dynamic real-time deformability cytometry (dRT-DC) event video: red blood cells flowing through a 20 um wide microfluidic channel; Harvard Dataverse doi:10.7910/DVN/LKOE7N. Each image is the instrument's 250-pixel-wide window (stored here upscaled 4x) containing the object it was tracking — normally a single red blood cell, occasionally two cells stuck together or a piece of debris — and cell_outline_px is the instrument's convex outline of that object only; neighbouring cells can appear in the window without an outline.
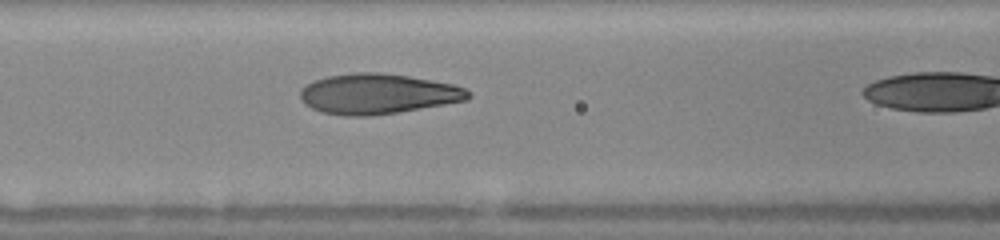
{"species": "human", "species_latin": "Homo sapiens", "temperature_condition": "warm", "stored_images_in_passage": 5, "camera_frame_rate_fps": 3000, "um_per_image_px": 0.085, "donor": {"sex": "female"}, "frame": {"image": 1, "passage_image": 4, "time_ms": 2.333, "image_size_px": [1000, 240], "cell_outline_px": [[472, 96], [468, 100], [400, 112], [368, 116], [344, 116], [320, 112], [304, 104], [300, 100], [300, 92], [308, 84], [316, 80], [328, 76], [356, 72], [376, 72], [408, 76], [432, 80], [452, 84], [464, 88]], "centroid_in_image_um": [32.11, 7.99], "position_along_channel_um": 134.5, "area_um2": 39.36}}